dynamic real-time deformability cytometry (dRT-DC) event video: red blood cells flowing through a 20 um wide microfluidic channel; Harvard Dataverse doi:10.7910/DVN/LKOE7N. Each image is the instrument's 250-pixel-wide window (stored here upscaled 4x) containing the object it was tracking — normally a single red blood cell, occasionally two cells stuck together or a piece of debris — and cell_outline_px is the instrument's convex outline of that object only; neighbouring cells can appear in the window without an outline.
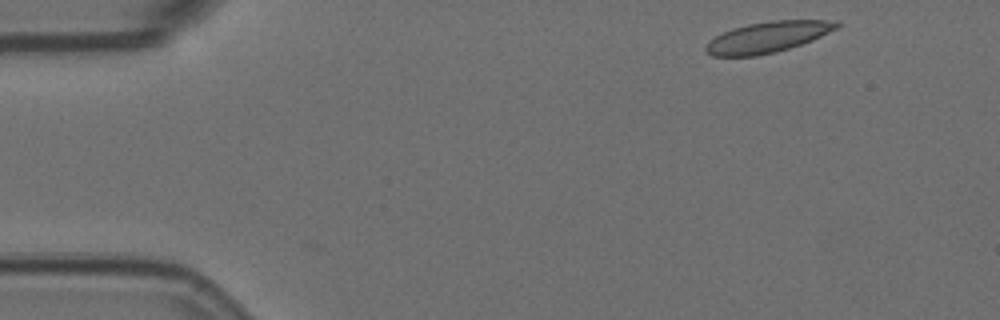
{"species": "Egyptian fruit bat (a non-hibernating species)", "species_latin": "Rousettus aegyptiacus", "temperature_condition": "room temperature", "stored_images_in_passage": 42, "camera_frame_rate_fps": 3000, "um_per_image_px": 0.085, "animal": {"sex": "female"}, "frame": {"image": 1, "passage_image": 2, "time_ms": 0.333, "image_size_px": [1000, 320], "cell_outline_px": [[840, 24], [836, 28], [812, 40], [776, 52], [756, 56], [712, 56], [704, 52], [704, 48], [708, 40], [732, 28], [748, 24], [772, 20], [840, 20]], "centroid_in_image_um": [65.21, 3.15], "position_along_channel_um": 19.8, "area_um2": 23.52}}
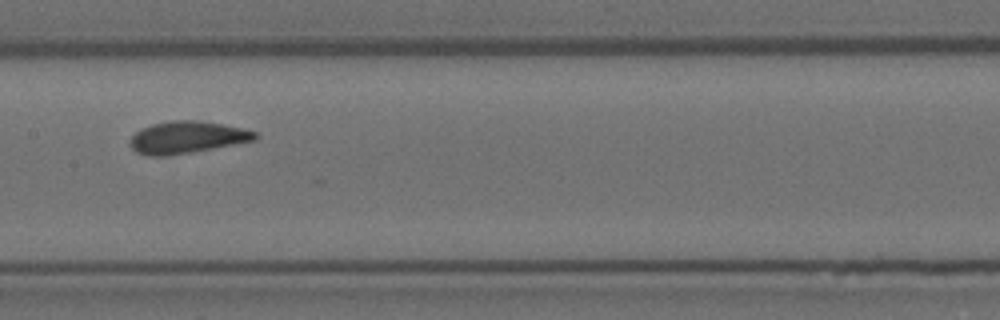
{"frame": {"image": 2, "passage_image": 24, "time_ms": 7.667, "image_size_px": [1000, 320], "cell_outline_px": [[260, 136], [256, 140], [192, 152], [160, 156], [148, 156], [136, 152], [128, 144], [132, 136], [140, 128], [152, 124], [168, 120], [196, 120], [220, 124], [240, 128], [256, 132]], "centroid_in_image_um": [15.86, 11.67], "position_along_channel_um": 191.5, "area_um2": 23.29}}
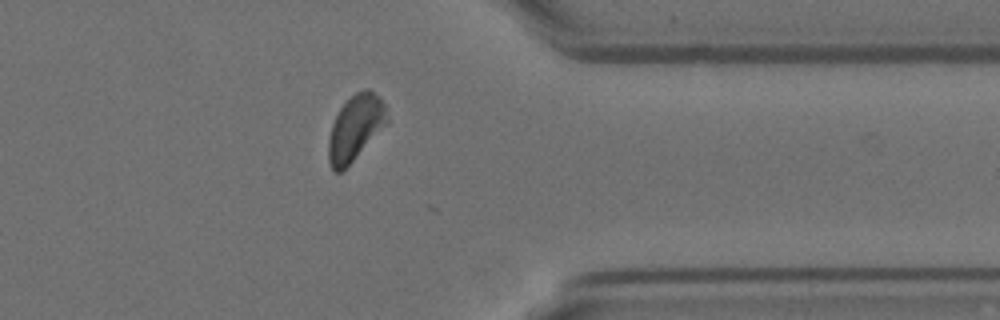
{"frame": {"image": 3, "passage_image": 41, "time_ms": 13.333, "image_size_px": [1000, 320], "cell_outline_px": [[388, 124], [340, 172], [332, 172], [328, 164], [328, 140], [332, 124], [340, 108], [356, 92], [364, 88], [368, 88], [380, 96], [384, 104], [388, 120]], "centroid_in_image_um": [30.2, 10.85], "position_along_channel_um": 381.2, "area_um2": 22.2}}